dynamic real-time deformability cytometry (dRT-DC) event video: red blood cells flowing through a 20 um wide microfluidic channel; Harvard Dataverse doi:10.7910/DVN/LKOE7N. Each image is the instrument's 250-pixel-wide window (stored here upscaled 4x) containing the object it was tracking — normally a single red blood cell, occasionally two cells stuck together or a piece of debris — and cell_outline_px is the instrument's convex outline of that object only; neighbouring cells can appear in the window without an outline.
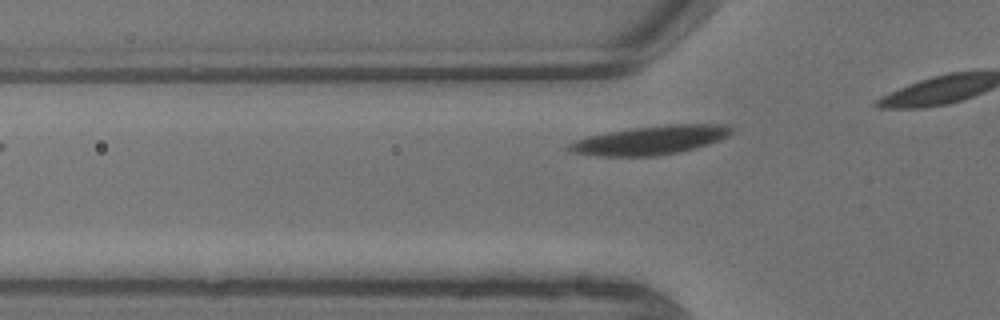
{"species": "common noctule bat (a hibernating species)", "species_latin": "Nyctalus noctula", "temperature_condition": "warm", "stored_images_in_passage": 3, "camera_frame_rate_fps": 3000, "um_per_image_px": 0.085, "animal": {"sex": "male", "body_mass_g": 13.3}, "frame": {"image": 1, "passage_image": 3, "time_ms": 0.667, "image_size_px": [1000, 320], "cell_outline_px": [[732, 132], [728, 136], [720, 140], [696, 148], [680, 152], [656, 156], [600, 156], [572, 152], [564, 148], [568, 144], [576, 140], [588, 136], [636, 128], [664, 124], [720, 124], [732, 128]], "centroid_in_image_um": [55.3, 11.92], "position_along_channel_um": 70.5, "area_um2": 27.05}}